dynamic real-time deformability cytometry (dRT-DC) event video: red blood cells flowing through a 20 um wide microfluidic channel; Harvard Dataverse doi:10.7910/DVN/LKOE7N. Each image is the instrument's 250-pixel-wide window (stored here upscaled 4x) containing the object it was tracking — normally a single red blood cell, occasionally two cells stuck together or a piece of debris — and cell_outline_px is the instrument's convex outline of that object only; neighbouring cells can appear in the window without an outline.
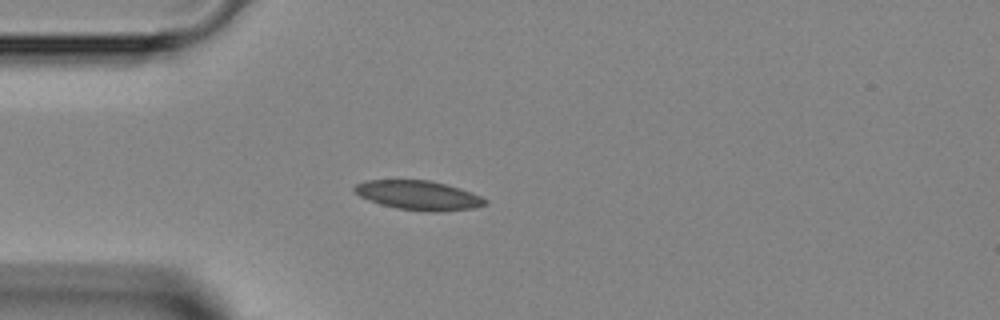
{"species": "Egyptian fruit bat (a non-hibernating species)", "species_latin": "Rousettus aegyptiacus", "temperature_condition": "room temperature", "stored_images_in_passage": 2, "camera_frame_rate_fps": 3000, "um_per_image_px": 0.085, "animal": {"sex": "female"}, "frame": {"image": 1, "passage_image": 2, "time_ms": 2.0, "image_size_px": [1000, 320], "cell_outline_px": [[488, 204], [472, 208], [440, 212], [432, 212], [396, 208], [380, 204], [368, 200], [360, 196], [352, 188], [356, 184], [364, 180], [428, 180], [460, 188], [480, 196], [488, 200]], "centroid_in_image_um": [35.56, 16.6], "position_along_channel_um": 49.4, "area_um2": 22.25}}